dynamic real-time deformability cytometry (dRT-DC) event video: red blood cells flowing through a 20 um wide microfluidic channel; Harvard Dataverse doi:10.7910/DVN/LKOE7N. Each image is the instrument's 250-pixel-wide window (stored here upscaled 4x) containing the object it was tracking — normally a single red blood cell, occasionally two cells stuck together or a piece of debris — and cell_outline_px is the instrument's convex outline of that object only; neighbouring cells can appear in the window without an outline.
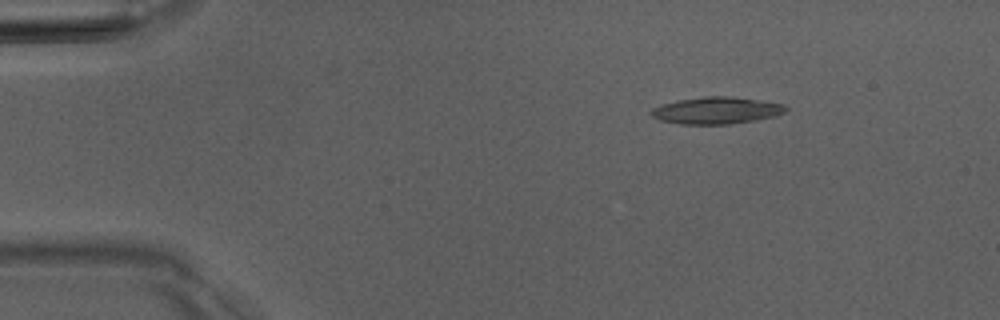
{"species": "Egyptian fruit bat (a non-hibernating species)", "species_latin": "Rousettus aegyptiacus", "temperature_condition": "room temperature", "stored_images_in_passage": 7, "camera_frame_rate_fps": 3000, "um_per_image_px": 0.085, "animal": {"sex": "male"}, "frame": {"image": 1, "passage_image": 3, "time_ms": 2.333, "image_size_px": [1000, 320], "cell_outline_px": [[788, 108], [784, 112], [776, 116], [756, 120], [728, 124], [680, 124], [660, 120], [652, 116], [648, 112], [652, 108], [664, 104], [680, 100], [704, 96], [732, 96], [784, 104]], "centroid_in_image_um": [60.9, 9.39], "position_along_channel_um": 24.1, "area_um2": 21.04}}
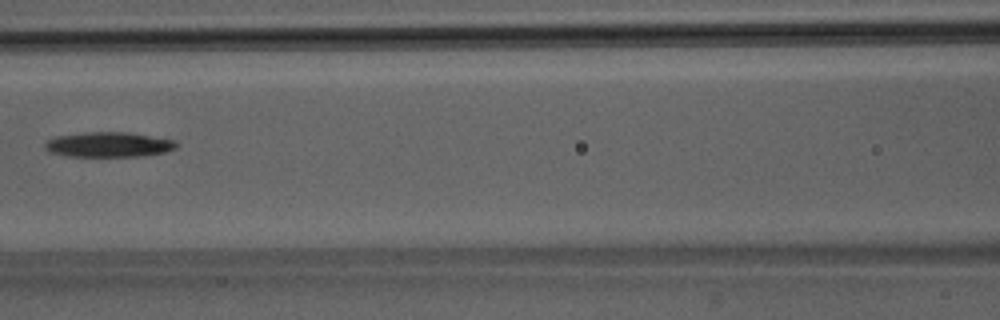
{"frame": {"image": 2, "passage_image": 7, "time_ms": 7.667, "image_size_px": [1000, 320], "cell_outline_px": [[180, 144], [176, 148], [164, 152], [144, 156], [68, 156], [48, 152], [44, 148], [44, 144], [48, 140], [56, 136], [84, 132], [128, 132], [172, 140]], "centroid_in_image_um": [9.21, 12.29], "position_along_channel_um": 157.4, "area_um2": 19.13}}